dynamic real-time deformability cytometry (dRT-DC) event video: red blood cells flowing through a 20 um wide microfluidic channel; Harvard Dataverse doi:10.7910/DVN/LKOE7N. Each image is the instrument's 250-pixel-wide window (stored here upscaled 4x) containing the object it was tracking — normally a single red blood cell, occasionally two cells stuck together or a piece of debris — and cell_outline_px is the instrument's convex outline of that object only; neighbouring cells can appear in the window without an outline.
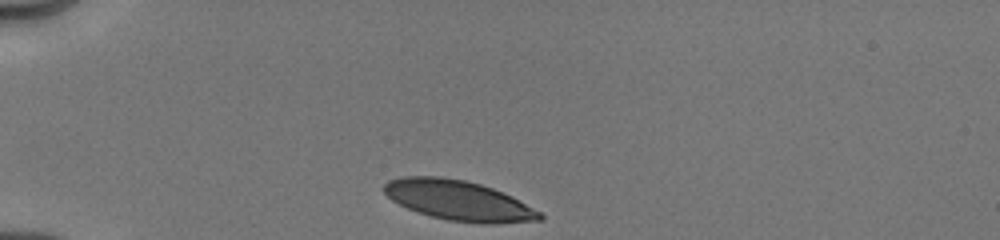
{"species": "human", "species_latin": "Homo sapiens", "temperature_condition": "cold", "stored_images_in_passage": 14, "camera_frame_rate_fps": 3000, "um_per_image_px": 0.085, "donor": {"sex": "male"}, "frame": {"image": 1, "passage_image": 1, "time_ms": 0.0, "image_size_px": [1000, 240], "cell_outline_px": [[544, 220], [492, 224], [484, 224], [448, 220], [432, 216], [408, 208], [392, 200], [384, 192], [384, 184], [388, 180], [404, 176], [440, 176], [464, 180], [480, 184], [492, 188], [512, 196], [540, 212], [544, 216]], "centroid_in_image_um": [39.0, 17.04], "position_along_channel_um": 46.0, "area_um2": 36.13}}
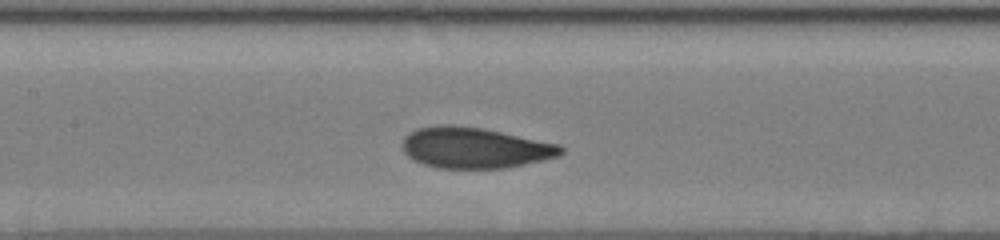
{"frame": {"image": 2, "passage_image": 7, "time_ms": 4.0, "image_size_px": [1000, 240], "cell_outline_px": [[564, 152], [560, 156], [544, 160], [504, 168], [436, 168], [412, 160], [404, 152], [404, 136], [408, 132], [416, 128], [436, 124], [452, 124], [484, 128], [560, 144], [564, 148]], "centroid_in_image_um": [40.35, 12.55], "position_along_channel_um": 167.0, "area_um2": 38.15}}
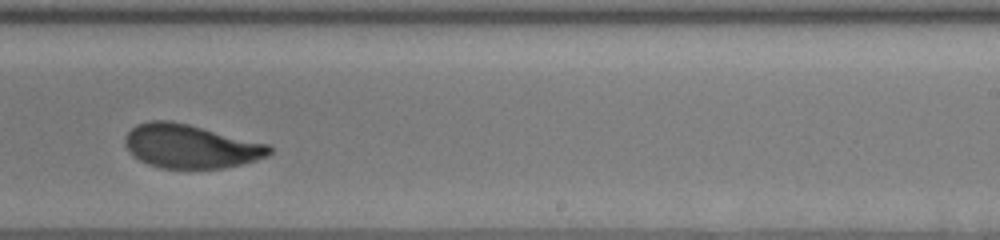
{"frame": {"image": 3, "passage_image": 12, "time_ms": 6.667, "image_size_px": [1000, 240], "cell_outline_px": [[272, 152], [268, 156], [256, 160], [224, 168], [160, 168], [148, 164], [132, 156], [124, 144], [124, 136], [136, 124], [148, 120], [172, 120], [268, 144], [272, 148]], "centroid_in_image_um": [16.15, 12.43], "position_along_channel_um": 272.8, "area_um2": 36.88}}